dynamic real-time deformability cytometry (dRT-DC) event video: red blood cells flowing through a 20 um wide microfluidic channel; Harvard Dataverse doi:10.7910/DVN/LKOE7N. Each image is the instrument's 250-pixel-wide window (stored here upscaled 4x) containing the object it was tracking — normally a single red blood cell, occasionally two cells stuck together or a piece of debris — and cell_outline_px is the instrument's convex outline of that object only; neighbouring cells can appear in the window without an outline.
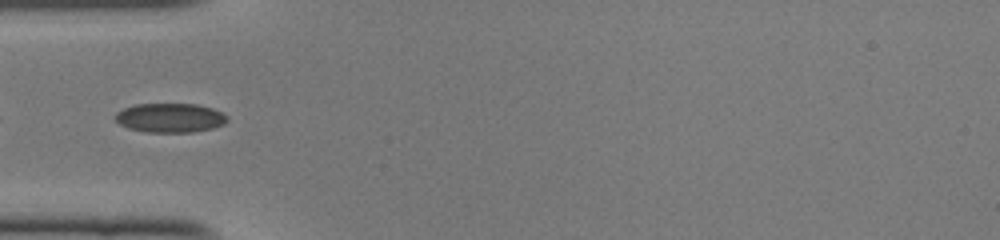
{"species": "common noctule bat (a hibernating species)", "species_latin": "Nyctalus noctula", "temperature_condition": "cold", "stored_images_in_passage": 6, "camera_frame_rate_fps": 3000, "um_per_image_px": 0.085, "animal": {"sex": "female", "body_mass_g": 22.0, "forearm_length_mm": 56.7}, "frame": {"image": 1, "passage_image": 1, "time_ms": 0.0, "image_size_px": [1000, 240], "cell_outline_px": [[228, 120], [224, 124], [212, 128], [192, 132], [148, 132], [128, 128], [120, 124], [112, 116], [116, 112], [124, 108], [136, 104], [196, 104], [212, 108], [228, 116]], "centroid_in_image_um": [14.44, 10.01], "position_along_channel_um": 70.6, "area_um2": 19.07}}
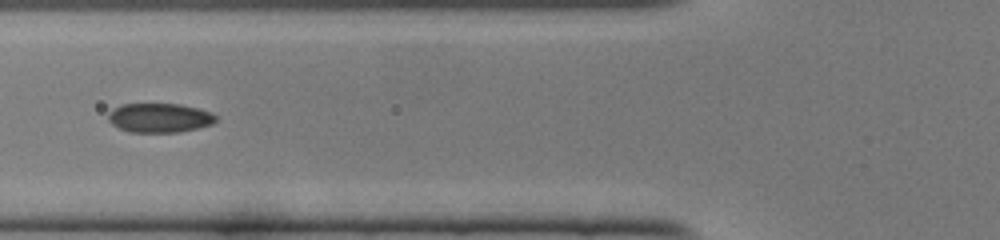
{"frame": {"image": 2, "passage_image": 4, "time_ms": 1.0, "image_size_px": [1000, 240], "cell_outline_px": [[216, 120], [212, 124], [180, 132], [128, 132], [112, 124], [108, 120], [108, 112], [112, 108], [120, 104], [180, 104], [212, 112], [216, 116]], "centroid_in_image_um": [13.53, 10.01], "position_along_channel_um": 112.3, "area_um2": 18.38}}